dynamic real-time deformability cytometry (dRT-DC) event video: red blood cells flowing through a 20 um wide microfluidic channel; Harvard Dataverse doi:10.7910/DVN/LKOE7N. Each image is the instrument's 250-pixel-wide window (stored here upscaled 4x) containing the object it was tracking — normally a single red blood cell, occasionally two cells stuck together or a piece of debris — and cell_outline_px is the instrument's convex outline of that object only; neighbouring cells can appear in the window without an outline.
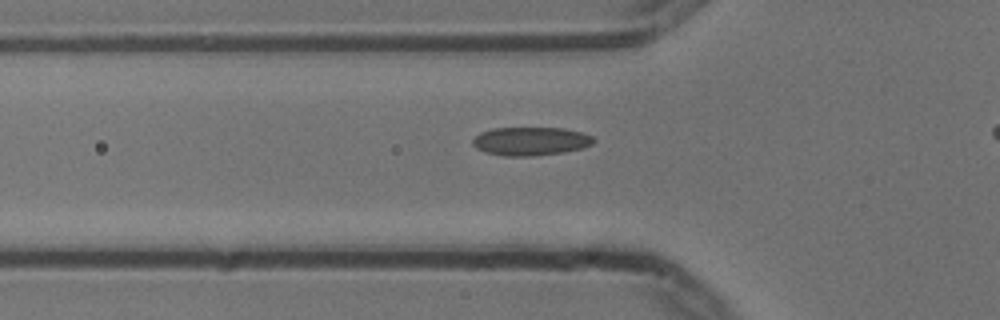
{"species": "common noctule bat (a hibernating species)", "species_latin": "Nyctalus noctula", "temperature_condition": "cold", "stored_images_in_passage": 40, "camera_frame_rate_fps": 3000, "um_per_image_px": 0.085, "animal": {"sex": "male", "body_mass_g": 13.3}, "frame": {"image": 1, "passage_image": 11, "time_ms": 3.333, "image_size_px": [1000, 320], "cell_outline_px": [[596, 140], [592, 144], [584, 148], [564, 152], [532, 156], [504, 156], [484, 152], [476, 148], [472, 144], [472, 140], [480, 132], [492, 128], [564, 128], [580, 132], [592, 136]], "centroid_in_image_um": [45.1, 12.0], "position_along_channel_um": 80.7, "area_um2": 20.17}}
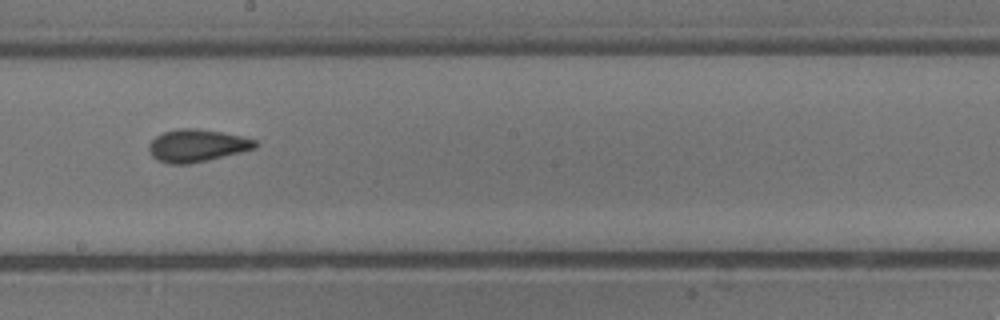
{"frame": {"image": 2, "passage_image": 23, "time_ms": 7.333, "image_size_px": [1000, 320], "cell_outline_px": [[260, 144], [256, 148], [208, 160], [188, 164], [168, 164], [156, 160], [152, 156], [148, 148], [148, 144], [156, 136], [164, 132], [180, 128], [196, 128], [220, 132], [240, 136], [256, 140]], "centroid_in_image_um": [16.72, 12.38], "position_along_channel_um": 231.5, "area_um2": 20.11}}
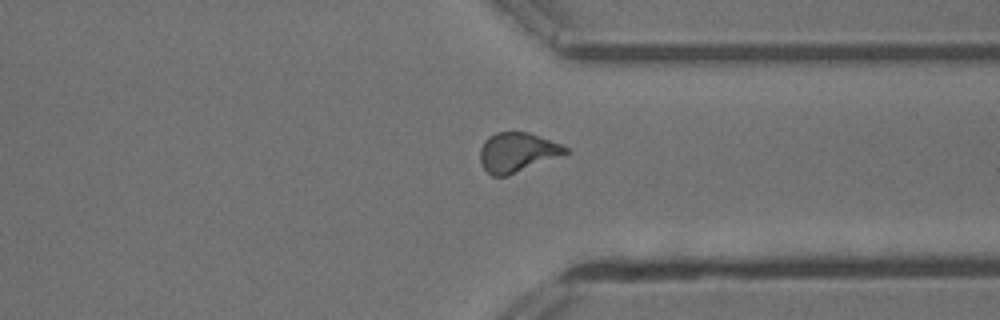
{"frame": {"image": 3, "passage_image": 34, "time_ms": 11.0, "image_size_px": [1000, 320], "cell_outline_px": [[568, 152], [508, 176], [492, 176], [480, 164], [480, 148], [484, 140], [488, 136], [496, 132], [528, 132], [560, 144], [568, 148]], "centroid_in_image_um": [43.9, 12.94], "position_along_channel_um": 367.5, "area_um2": 19.42}, "authors_computed_cell_mechanics": {"area_um2": 19.7098, "velocity_mm_per_s": 3.7375, "shape_relaxation_time_tau1_ms": 8.0118, "shape_relaxation_time_tau2_ms": 1.461, "deformation_change_tau1": 0.1557, "deformation_change_tau2": 0.0692}}